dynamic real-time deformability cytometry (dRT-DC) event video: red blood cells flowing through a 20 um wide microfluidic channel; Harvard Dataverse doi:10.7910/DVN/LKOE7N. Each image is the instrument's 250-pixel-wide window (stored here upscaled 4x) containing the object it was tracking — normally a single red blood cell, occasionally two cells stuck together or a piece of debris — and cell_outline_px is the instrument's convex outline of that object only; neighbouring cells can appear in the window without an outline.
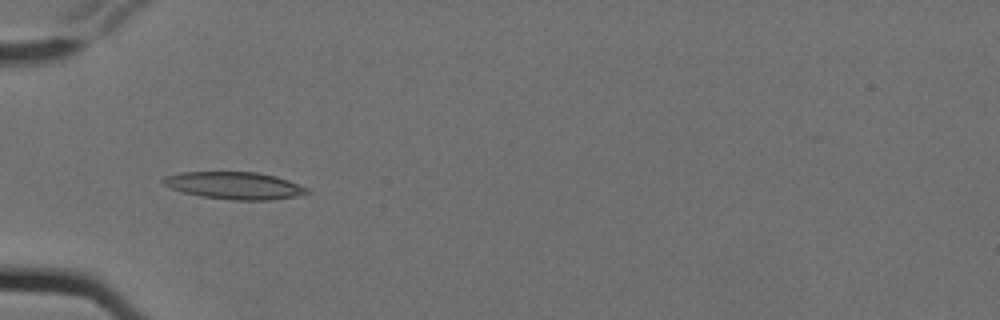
{"species": "Egyptian fruit bat (a non-hibernating species)", "species_latin": "Rousettus aegyptiacus", "temperature_condition": "cold", "stored_images_in_passage": 6, "camera_frame_rate_fps": 3000, "um_per_image_px": 0.085, "animal": {"sex": "female"}, "frame": {"image": 1, "passage_image": 5, "time_ms": 1.333, "image_size_px": [1000, 320], "cell_outline_px": [[312, 192], [296, 196], [272, 200], [232, 200], [200, 196], [184, 192], [172, 188], [164, 184], [160, 180], [164, 176], [180, 172], [256, 172], [276, 176], [288, 180], [308, 188]], "centroid_in_image_um": [19.94, 15.77], "position_along_channel_um": 65.1, "area_um2": 22.89}}
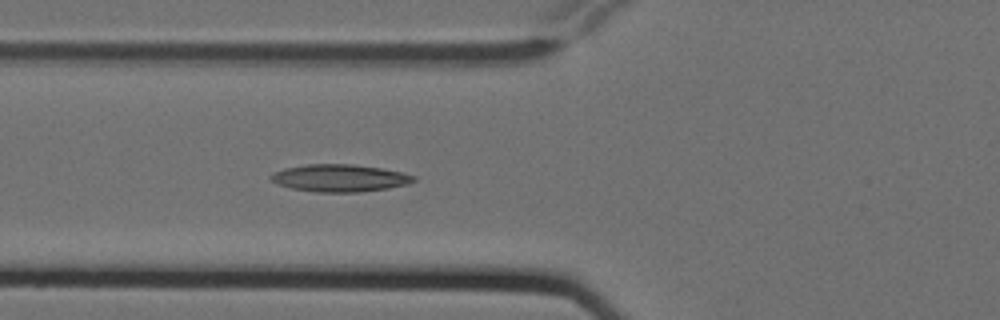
{"frame": {"image": 2, "passage_image": 6, "time_ms": 1.667, "image_size_px": [1000, 320], "cell_outline_px": [[416, 180], [408, 184], [388, 188], [360, 192], [316, 192], [292, 188], [276, 184], [268, 176], [272, 172], [284, 168], [308, 164], [352, 164], [380, 168], [400, 172], [416, 176]], "centroid_in_image_um": [28.85, 15.13], "position_along_channel_um": 97.0, "area_um2": 22.77}}